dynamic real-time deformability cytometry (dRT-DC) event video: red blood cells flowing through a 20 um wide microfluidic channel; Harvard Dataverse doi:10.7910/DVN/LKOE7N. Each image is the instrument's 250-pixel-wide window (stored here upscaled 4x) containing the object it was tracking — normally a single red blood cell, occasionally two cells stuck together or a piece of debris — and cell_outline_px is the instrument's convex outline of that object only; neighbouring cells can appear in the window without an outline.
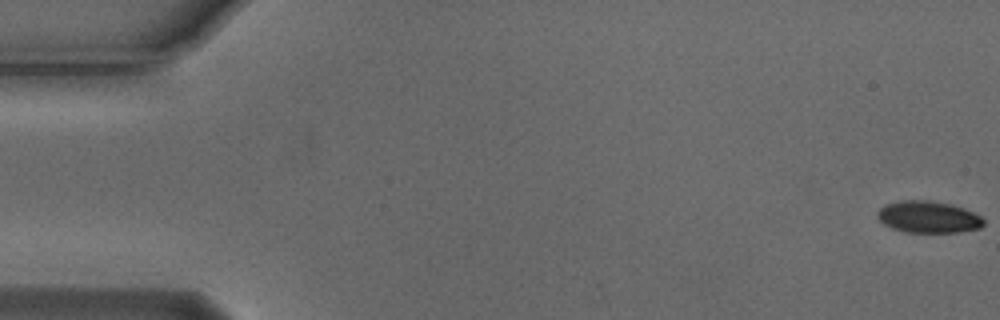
{"species": "Egyptian fruit bat (a non-hibernating species)", "species_latin": "Rousettus aegyptiacus", "temperature_condition": "cold", "stored_images_in_passage": 51, "camera_frame_rate_fps": 3000, "um_per_image_px": 0.085, "animal": {"sex": "male"}, "frame": {"image": 1, "passage_image": 1, "time_ms": 0.0, "image_size_px": [1000, 320], "cell_outline_px": [[984, 224], [980, 228], [960, 232], [904, 232], [892, 228], [884, 224], [876, 216], [876, 212], [884, 204], [904, 200], [928, 200], [952, 204], [964, 208], [980, 216], [984, 220]], "centroid_in_image_um": [78.89, 18.44], "position_along_channel_um": 6.1, "area_um2": 19.77}}
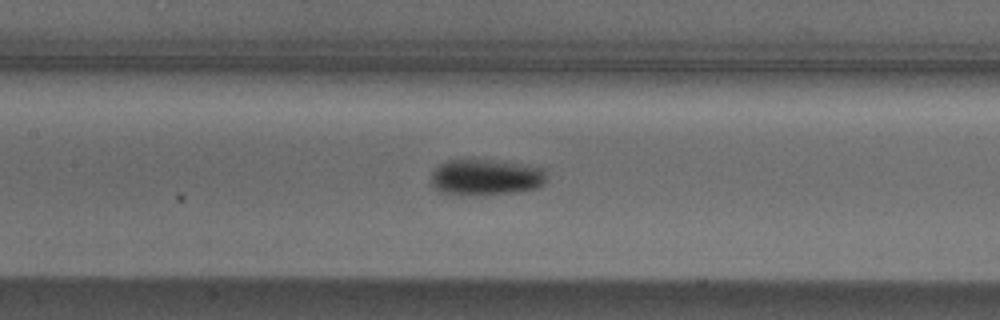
{"frame": {"image": 2, "passage_image": 26, "time_ms": 8.333, "image_size_px": [1000, 320], "cell_outline_px": [[544, 184], [536, 188], [520, 192], [476, 196], [460, 196], [440, 192], [432, 188], [432, 168], [444, 160], [468, 156], [472, 156], [544, 168]], "centroid_in_image_um": [41.18, 15.04], "position_along_channel_um": 166.2, "area_um2": 25.66}}
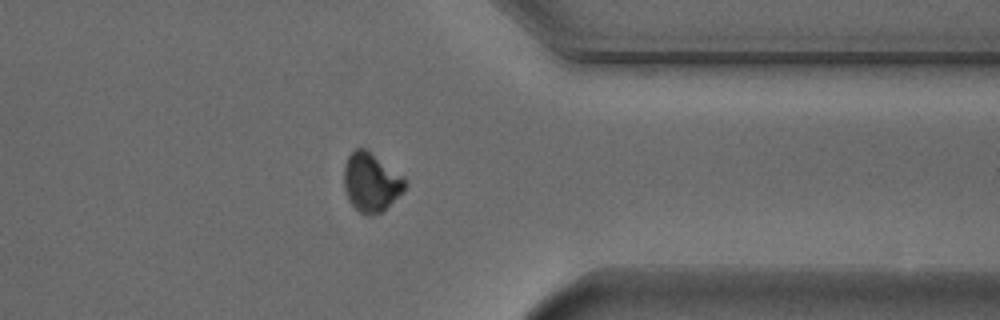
{"frame": {"image": 3, "passage_image": 44, "time_ms": 14.333, "image_size_px": [1000, 320], "cell_outline_px": [[408, 184], [404, 192], [380, 212], [372, 216], [368, 216], [360, 212], [348, 200], [344, 188], [344, 164], [348, 156], [356, 148], [364, 148], [404, 176]], "centroid_in_image_um": [31.55, 15.5], "position_along_channel_um": 379.8, "area_um2": 20.92}, "authors_computed_cell_mechanics": {"area_um2": 21.4438, "velocity_mm_per_s": 3.7232, "shape_relaxation_time_tau1_ms": 2.1379, "shape_relaxation_time_tau2_ms": null, "deformation_change_tau1": 0.0901, "deformation_change_tau2": null}}